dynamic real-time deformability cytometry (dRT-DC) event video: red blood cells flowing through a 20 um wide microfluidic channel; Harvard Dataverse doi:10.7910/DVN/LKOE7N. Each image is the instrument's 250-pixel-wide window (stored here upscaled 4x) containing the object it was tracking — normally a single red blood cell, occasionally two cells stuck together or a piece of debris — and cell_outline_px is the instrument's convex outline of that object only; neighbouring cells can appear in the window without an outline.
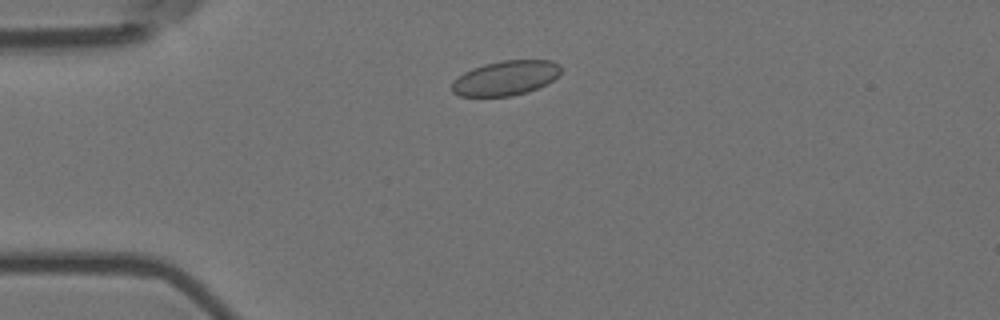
{"species": "Egyptian fruit bat (a non-hibernating species)", "species_latin": "Rousettus aegyptiacus", "temperature_condition": "room temperature", "stored_images_in_passage": 49, "camera_frame_rate_fps": 3000, "um_per_image_px": 0.085, "animal": {"sex": "female"}, "frame": {"image": 1, "passage_image": 6, "time_ms": 1.667, "image_size_px": [1000, 320], "cell_outline_px": [[560, 76], [548, 84], [528, 92], [512, 96], [460, 96], [452, 92], [452, 84], [464, 72], [472, 68], [484, 64], [500, 60], [552, 60], [560, 64]], "centroid_in_image_um": [43.04, 6.63], "position_along_channel_um": 42.0, "area_um2": 22.2}}
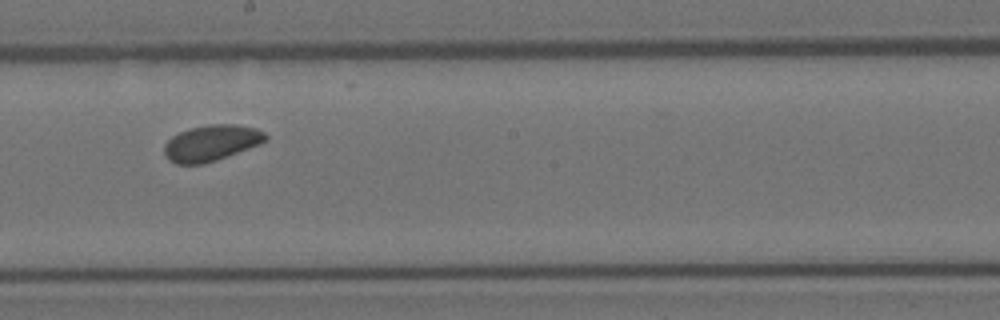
{"frame": {"image": 2, "passage_image": 24, "time_ms": 7.667, "image_size_px": [1000, 320], "cell_outline_px": [[268, 140], [260, 144], [216, 160], [200, 164], [176, 164], [168, 160], [164, 152], [164, 144], [172, 136], [188, 128], [208, 124], [236, 124], [256, 128], [264, 132], [268, 136]], "centroid_in_image_um": [17.96, 12.14], "position_along_channel_um": 230.2, "area_um2": 21.33}}
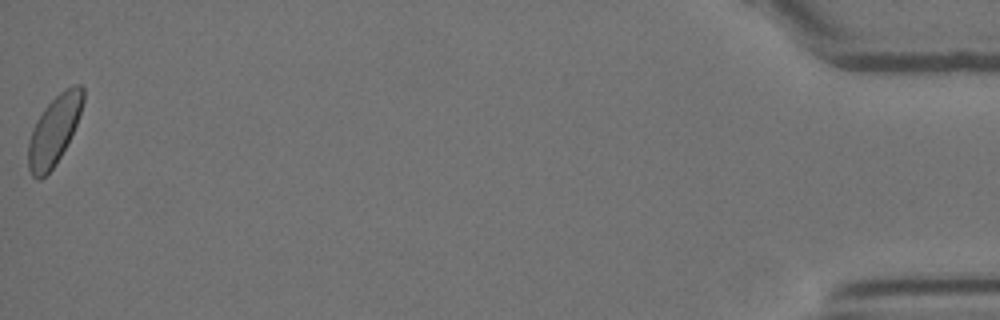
{"frame": {"image": 3, "passage_image": 49, "time_ms": 16.0, "image_size_px": [1000, 320], "cell_outline_px": [[84, 100], [76, 124], [56, 164], [40, 180], [36, 180], [32, 176], [28, 168], [28, 140], [32, 128], [36, 120], [44, 108], [60, 92], [72, 84], [80, 84], [84, 88]], "centroid_in_image_um": [4.58, 11.07], "position_along_channel_um": 430.6, "area_um2": 21.91}, "authors_computed_cell_mechanics": {"area_um2": 21.5016, "velocity_mm_per_s": 3.5632, "shape_relaxation_time_tau1_ms": 1.1798, "shape_relaxation_time_tau2_ms": null, "deformation_change_tau1": 0.0336, "deformation_change_tau2": null}}